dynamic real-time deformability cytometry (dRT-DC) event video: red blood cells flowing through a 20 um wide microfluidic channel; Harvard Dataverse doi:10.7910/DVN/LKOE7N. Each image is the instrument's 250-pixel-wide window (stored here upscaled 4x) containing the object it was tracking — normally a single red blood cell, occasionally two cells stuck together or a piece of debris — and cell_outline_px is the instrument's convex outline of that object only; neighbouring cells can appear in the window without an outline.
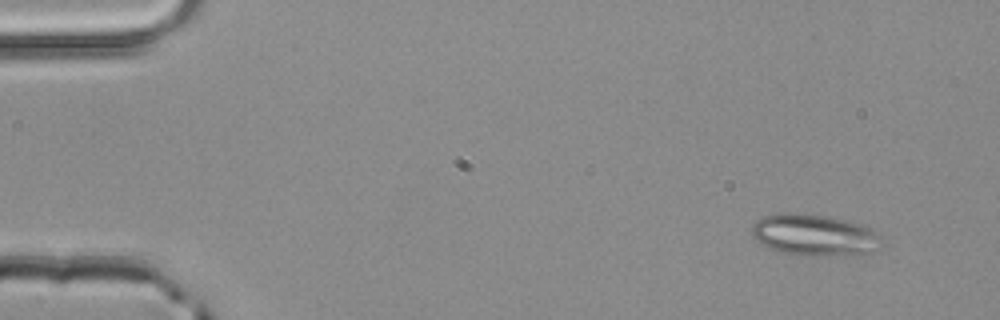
{"species": "common noctule bat (a hibernating species)", "species_latin": "Nyctalus noctula", "temperature_condition": "room temperature", "stored_images_in_passage": 3, "camera_frame_rate_fps": 3000, "um_per_image_px": 0.085, "animal": {"sex": "male", "body_mass_g": 20.4}, "frame": {"image": 1, "passage_image": 1, "time_ms": 0.0, "image_size_px": [1000, 320], "cell_outline_px": [[876, 236], [872, 252], [856, 256], [804, 256], [780, 252], [768, 248], [756, 240], [752, 236], [752, 228], [756, 220], [764, 216], [780, 212], [792, 212], [824, 216], [864, 224], [872, 228], [876, 232]], "centroid_in_image_um": [69.14, 19.99], "position_along_channel_um": 15.9, "area_um2": 31.39}}